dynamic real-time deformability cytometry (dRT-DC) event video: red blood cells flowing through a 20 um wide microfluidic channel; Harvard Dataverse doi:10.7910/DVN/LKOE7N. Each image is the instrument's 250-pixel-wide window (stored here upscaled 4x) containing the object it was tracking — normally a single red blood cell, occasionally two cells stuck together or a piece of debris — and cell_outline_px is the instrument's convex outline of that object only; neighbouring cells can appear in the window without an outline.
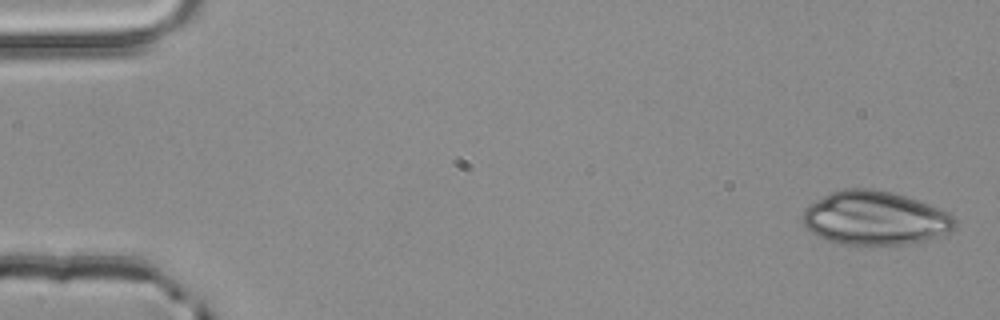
{"species": "common noctule bat (a hibernating species)", "species_latin": "Nyctalus noctula", "temperature_condition": "room temperature", "stored_images_in_passage": 4, "camera_frame_rate_fps": 3000, "um_per_image_px": 0.085, "animal": {"sex": "male", "body_mass_g": 20.4}, "frame": {"image": 1, "passage_image": 1, "time_ms": 0.0, "image_size_px": [1000, 320], "cell_outline_px": [[956, 228], [952, 232], [924, 240], [908, 244], [832, 244], [812, 232], [804, 224], [804, 208], [808, 204], [832, 192], [844, 188], [872, 188], [892, 192], [940, 208], [948, 212], [956, 220]], "centroid_in_image_um": [74.38, 18.54], "position_along_channel_um": 10.6, "area_um2": 47.69}}